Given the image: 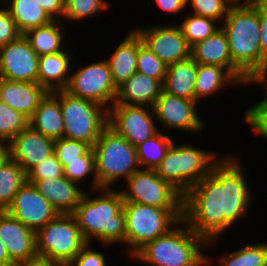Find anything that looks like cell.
Listing matches in <instances>:
<instances>
[{
  "instance_id": "cell-41",
  "label": "cell",
  "mask_w": 267,
  "mask_h": 266,
  "mask_svg": "<svg viewBox=\"0 0 267 266\" xmlns=\"http://www.w3.org/2000/svg\"><path fill=\"white\" fill-rule=\"evenodd\" d=\"M245 122L251 130L267 140V103L258 102L244 114Z\"/></svg>"
},
{
  "instance_id": "cell-7",
  "label": "cell",
  "mask_w": 267,
  "mask_h": 266,
  "mask_svg": "<svg viewBox=\"0 0 267 266\" xmlns=\"http://www.w3.org/2000/svg\"><path fill=\"white\" fill-rule=\"evenodd\" d=\"M125 245L132 257L147 242L167 233L182 218L183 208H157L133 202H124Z\"/></svg>"
},
{
  "instance_id": "cell-30",
  "label": "cell",
  "mask_w": 267,
  "mask_h": 266,
  "mask_svg": "<svg viewBox=\"0 0 267 266\" xmlns=\"http://www.w3.org/2000/svg\"><path fill=\"white\" fill-rule=\"evenodd\" d=\"M26 181L27 174L16 161L11 159L0 168V211H6Z\"/></svg>"
},
{
  "instance_id": "cell-14",
  "label": "cell",
  "mask_w": 267,
  "mask_h": 266,
  "mask_svg": "<svg viewBox=\"0 0 267 266\" xmlns=\"http://www.w3.org/2000/svg\"><path fill=\"white\" fill-rule=\"evenodd\" d=\"M140 29V30H139ZM135 29L145 44L167 66L191 57V47L177 24Z\"/></svg>"
},
{
  "instance_id": "cell-20",
  "label": "cell",
  "mask_w": 267,
  "mask_h": 266,
  "mask_svg": "<svg viewBox=\"0 0 267 266\" xmlns=\"http://www.w3.org/2000/svg\"><path fill=\"white\" fill-rule=\"evenodd\" d=\"M48 93L37 82L10 81L0 77V101L28 118Z\"/></svg>"
},
{
  "instance_id": "cell-39",
  "label": "cell",
  "mask_w": 267,
  "mask_h": 266,
  "mask_svg": "<svg viewBox=\"0 0 267 266\" xmlns=\"http://www.w3.org/2000/svg\"><path fill=\"white\" fill-rule=\"evenodd\" d=\"M92 147L82 141L62 137L55 140L54 153L59 161L80 160Z\"/></svg>"
},
{
  "instance_id": "cell-26",
  "label": "cell",
  "mask_w": 267,
  "mask_h": 266,
  "mask_svg": "<svg viewBox=\"0 0 267 266\" xmlns=\"http://www.w3.org/2000/svg\"><path fill=\"white\" fill-rule=\"evenodd\" d=\"M197 63L190 57L171 64L163 81V91L171 95L195 101Z\"/></svg>"
},
{
  "instance_id": "cell-18",
  "label": "cell",
  "mask_w": 267,
  "mask_h": 266,
  "mask_svg": "<svg viewBox=\"0 0 267 266\" xmlns=\"http://www.w3.org/2000/svg\"><path fill=\"white\" fill-rule=\"evenodd\" d=\"M55 140L28 125L11 141V159L27 173L33 166L54 153Z\"/></svg>"
},
{
  "instance_id": "cell-43",
  "label": "cell",
  "mask_w": 267,
  "mask_h": 266,
  "mask_svg": "<svg viewBox=\"0 0 267 266\" xmlns=\"http://www.w3.org/2000/svg\"><path fill=\"white\" fill-rule=\"evenodd\" d=\"M87 243L75 258L68 264L69 266H107L105 254L94 251Z\"/></svg>"
},
{
  "instance_id": "cell-32",
  "label": "cell",
  "mask_w": 267,
  "mask_h": 266,
  "mask_svg": "<svg viewBox=\"0 0 267 266\" xmlns=\"http://www.w3.org/2000/svg\"><path fill=\"white\" fill-rule=\"evenodd\" d=\"M218 266H267V243L247 244L224 254Z\"/></svg>"
},
{
  "instance_id": "cell-40",
  "label": "cell",
  "mask_w": 267,
  "mask_h": 266,
  "mask_svg": "<svg viewBox=\"0 0 267 266\" xmlns=\"http://www.w3.org/2000/svg\"><path fill=\"white\" fill-rule=\"evenodd\" d=\"M27 180H43L46 178L63 177L64 170L55 153L44 161L36 164L27 173Z\"/></svg>"
},
{
  "instance_id": "cell-24",
  "label": "cell",
  "mask_w": 267,
  "mask_h": 266,
  "mask_svg": "<svg viewBox=\"0 0 267 266\" xmlns=\"http://www.w3.org/2000/svg\"><path fill=\"white\" fill-rule=\"evenodd\" d=\"M29 125L46 137H63L64 123L60 106V90L49 92L29 118Z\"/></svg>"
},
{
  "instance_id": "cell-15",
  "label": "cell",
  "mask_w": 267,
  "mask_h": 266,
  "mask_svg": "<svg viewBox=\"0 0 267 266\" xmlns=\"http://www.w3.org/2000/svg\"><path fill=\"white\" fill-rule=\"evenodd\" d=\"M39 56L22 34L0 47V77L10 81L37 82Z\"/></svg>"
},
{
  "instance_id": "cell-34",
  "label": "cell",
  "mask_w": 267,
  "mask_h": 266,
  "mask_svg": "<svg viewBox=\"0 0 267 266\" xmlns=\"http://www.w3.org/2000/svg\"><path fill=\"white\" fill-rule=\"evenodd\" d=\"M60 162L63 166L64 177L77 184H80L89 174V176H92L94 173L92 189L98 190V182L95 175V158L92 148L84 156L80 157V160Z\"/></svg>"
},
{
  "instance_id": "cell-42",
  "label": "cell",
  "mask_w": 267,
  "mask_h": 266,
  "mask_svg": "<svg viewBox=\"0 0 267 266\" xmlns=\"http://www.w3.org/2000/svg\"><path fill=\"white\" fill-rule=\"evenodd\" d=\"M21 35L9 11L3 5L0 6V47L18 39Z\"/></svg>"
},
{
  "instance_id": "cell-38",
  "label": "cell",
  "mask_w": 267,
  "mask_h": 266,
  "mask_svg": "<svg viewBox=\"0 0 267 266\" xmlns=\"http://www.w3.org/2000/svg\"><path fill=\"white\" fill-rule=\"evenodd\" d=\"M192 6L193 14L220 21L227 16L235 0H186Z\"/></svg>"
},
{
  "instance_id": "cell-29",
  "label": "cell",
  "mask_w": 267,
  "mask_h": 266,
  "mask_svg": "<svg viewBox=\"0 0 267 266\" xmlns=\"http://www.w3.org/2000/svg\"><path fill=\"white\" fill-rule=\"evenodd\" d=\"M61 22L53 20L47 25L28 30L24 35L29 40L31 48L38 56L54 54L65 50L64 33Z\"/></svg>"
},
{
  "instance_id": "cell-10",
  "label": "cell",
  "mask_w": 267,
  "mask_h": 266,
  "mask_svg": "<svg viewBox=\"0 0 267 266\" xmlns=\"http://www.w3.org/2000/svg\"><path fill=\"white\" fill-rule=\"evenodd\" d=\"M121 190L124 202H133L157 208H183L184 196L155 169H139L126 181Z\"/></svg>"
},
{
  "instance_id": "cell-8",
  "label": "cell",
  "mask_w": 267,
  "mask_h": 266,
  "mask_svg": "<svg viewBox=\"0 0 267 266\" xmlns=\"http://www.w3.org/2000/svg\"><path fill=\"white\" fill-rule=\"evenodd\" d=\"M60 106L63 113V137L82 141L91 147L108 126V109L87 99L60 90Z\"/></svg>"
},
{
  "instance_id": "cell-13",
  "label": "cell",
  "mask_w": 267,
  "mask_h": 266,
  "mask_svg": "<svg viewBox=\"0 0 267 266\" xmlns=\"http://www.w3.org/2000/svg\"><path fill=\"white\" fill-rule=\"evenodd\" d=\"M197 107L196 101L171 95L162 90L152 108L155 118L162 125L161 129H176L197 134L206 128L197 113Z\"/></svg>"
},
{
  "instance_id": "cell-47",
  "label": "cell",
  "mask_w": 267,
  "mask_h": 266,
  "mask_svg": "<svg viewBox=\"0 0 267 266\" xmlns=\"http://www.w3.org/2000/svg\"><path fill=\"white\" fill-rule=\"evenodd\" d=\"M260 84L264 85L267 94V64L262 65L259 67L247 80L246 84ZM259 102H266L267 103V95L264 99H261Z\"/></svg>"
},
{
  "instance_id": "cell-17",
  "label": "cell",
  "mask_w": 267,
  "mask_h": 266,
  "mask_svg": "<svg viewBox=\"0 0 267 266\" xmlns=\"http://www.w3.org/2000/svg\"><path fill=\"white\" fill-rule=\"evenodd\" d=\"M0 240L14 265L37 255L36 232L7 211H0Z\"/></svg>"
},
{
  "instance_id": "cell-2",
  "label": "cell",
  "mask_w": 267,
  "mask_h": 266,
  "mask_svg": "<svg viewBox=\"0 0 267 266\" xmlns=\"http://www.w3.org/2000/svg\"><path fill=\"white\" fill-rule=\"evenodd\" d=\"M114 188H99L93 197L84 192L72 213L87 243L95 238L103 246L125 244L124 200Z\"/></svg>"
},
{
  "instance_id": "cell-22",
  "label": "cell",
  "mask_w": 267,
  "mask_h": 266,
  "mask_svg": "<svg viewBox=\"0 0 267 266\" xmlns=\"http://www.w3.org/2000/svg\"><path fill=\"white\" fill-rule=\"evenodd\" d=\"M162 90V83L159 80L136 72L118 86L114 104L153 107Z\"/></svg>"
},
{
  "instance_id": "cell-44",
  "label": "cell",
  "mask_w": 267,
  "mask_h": 266,
  "mask_svg": "<svg viewBox=\"0 0 267 266\" xmlns=\"http://www.w3.org/2000/svg\"><path fill=\"white\" fill-rule=\"evenodd\" d=\"M261 66L267 64V1H259Z\"/></svg>"
},
{
  "instance_id": "cell-12",
  "label": "cell",
  "mask_w": 267,
  "mask_h": 266,
  "mask_svg": "<svg viewBox=\"0 0 267 266\" xmlns=\"http://www.w3.org/2000/svg\"><path fill=\"white\" fill-rule=\"evenodd\" d=\"M145 108L144 105L113 104L108 109V126L136 147L160 131L154 122L153 108Z\"/></svg>"
},
{
  "instance_id": "cell-21",
  "label": "cell",
  "mask_w": 267,
  "mask_h": 266,
  "mask_svg": "<svg viewBox=\"0 0 267 266\" xmlns=\"http://www.w3.org/2000/svg\"><path fill=\"white\" fill-rule=\"evenodd\" d=\"M36 186L38 191L63 214H72L85 191L66 177H53L43 180H27Z\"/></svg>"
},
{
  "instance_id": "cell-33",
  "label": "cell",
  "mask_w": 267,
  "mask_h": 266,
  "mask_svg": "<svg viewBox=\"0 0 267 266\" xmlns=\"http://www.w3.org/2000/svg\"><path fill=\"white\" fill-rule=\"evenodd\" d=\"M217 21L196 14L187 15L178 26L190 47L199 41L213 35L221 26L215 25Z\"/></svg>"
},
{
  "instance_id": "cell-23",
  "label": "cell",
  "mask_w": 267,
  "mask_h": 266,
  "mask_svg": "<svg viewBox=\"0 0 267 266\" xmlns=\"http://www.w3.org/2000/svg\"><path fill=\"white\" fill-rule=\"evenodd\" d=\"M68 50L39 56L37 83L48 92L67 88L71 74V55Z\"/></svg>"
},
{
  "instance_id": "cell-48",
  "label": "cell",
  "mask_w": 267,
  "mask_h": 266,
  "mask_svg": "<svg viewBox=\"0 0 267 266\" xmlns=\"http://www.w3.org/2000/svg\"><path fill=\"white\" fill-rule=\"evenodd\" d=\"M15 266H62V264L51 258L36 255L35 257L18 263Z\"/></svg>"
},
{
  "instance_id": "cell-9",
  "label": "cell",
  "mask_w": 267,
  "mask_h": 266,
  "mask_svg": "<svg viewBox=\"0 0 267 266\" xmlns=\"http://www.w3.org/2000/svg\"><path fill=\"white\" fill-rule=\"evenodd\" d=\"M87 244L73 214L59 213L36 232L38 256L68 265Z\"/></svg>"
},
{
  "instance_id": "cell-19",
  "label": "cell",
  "mask_w": 267,
  "mask_h": 266,
  "mask_svg": "<svg viewBox=\"0 0 267 266\" xmlns=\"http://www.w3.org/2000/svg\"><path fill=\"white\" fill-rule=\"evenodd\" d=\"M191 58L197 64L226 68L241 84L247 83L248 77L232 62L228 40L222 28L192 46Z\"/></svg>"
},
{
  "instance_id": "cell-37",
  "label": "cell",
  "mask_w": 267,
  "mask_h": 266,
  "mask_svg": "<svg viewBox=\"0 0 267 266\" xmlns=\"http://www.w3.org/2000/svg\"><path fill=\"white\" fill-rule=\"evenodd\" d=\"M168 66L159 59L145 44L138 47L137 72L159 80L162 84Z\"/></svg>"
},
{
  "instance_id": "cell-27",
  "label": "cell",
  "mask_w": 267,
  "mask_h": 266,
  "mask_svg": "<svg viewBox=\"0 0 267 266\" xmlns=\"http://www.w3.org/2000/svg\"><path fill=\"white\" fill-rule=\"evenodd\" d=\"M0 4L9 11L22 34L53 21L37 0H0Z\"/></svg>"
},
{
  "instance_id": "cell-11",
  "label": "cell",
  "mask_w": 267,
  "mask_h": 266,
  "mask_svg": "<svg viewBox=\"0 0 267 266\" xmlns=\"http://www.w3.org/2000/svg\"><path fill=\"white\" fill-rule=\"evenodd\" d=\"M65 90L71 95L94 101L109 109L115 103L118 87L113 82L108 61L103 59L71 72Z\"/></svg>"
},
{
  "instance_id": "cell-49",
  "label": "cell",
  "mask_w": 267,
  "mask_h": 266,
  "mask_svg": "<svg viewBox=\"0 0 267 266\" xmlns=\"http://www.w3.org/2000/svg\"><path fill=\"white\" fill-rule=\"evenodd\" d=\"M11 160V145L9 141L0 140V168Z\"/></svg>"
},
{
  "instance_id": "cell-36",
  "label": "cell",
  "mask_w": 267,
  "mask_h": 266,
  "mask_svg": "<svg viewBox=\"0 0 267 266\" xmlns=\"http://www.w3.org/2000/svg\"><path fill=\"white\" fill-rule=\"evenodd\" d=\"M28 125V117L0 101V140L10 142Z\"/></svg>"
},
{
  "instance_id": "cell-46",
  "label": "cell",
  "mask_w": 267,
  "mask_h": 266,
  "mask_svg": "<svg viewBox=\"0 0 267 266\" xmlns=\"http://www.w3.org/2000/svg\"><path fill=\"white\" fill-rule=\"evenodd\" d=\"M156 6L166 13L177 14L187 8L186 0H154Z\"/></svg>"
},
{
  "instance_id": "cell-51",
  "label": "cell",
  "mask_w": 267,
  "mask_h": 266,
  "mask_svg": "<svg viewBox=\"0 0 267 266\" xmlns=\"http://www.w3.org/2000/svg\"><path fill=\"white\" fill-rule=\"evenodd\" d=\"M236 2H243V1H267V0H235Z\"/></svg>"
},
{
  "instance_id": "cell-6",
  "label": "cell",
  "mask_w": 267,
  "mask_h": 266,
  "mask_svg": "<svg viewBox=\"0 0 267 266\" xmlns=\"http://www.w3.org/2000/svg\"><path fill=\"white\" fill-rule=\"evenodd\" d=\"M219 159L216 153L196 148L192 144L177 145L173 141L155 171L184 196L211 172Z\"/></svg>"
},
{
  "instance_id": "cell-28",
  "label": "cell",
  "mask_w": 267,
  "mask_h": 266,
  "mask_svg": "<svg viewBox=\"0 0 267 266\" xmlns=\"http://www.w3.org/2000/svg\"><path fill=\"white\" fill-rule=\"evenodd\" d=\"M241 84L226 68L217 65L197 64L195 101L200 102L222 88ZM205 97V98H204Z\"/></svg>"
},
{
  "instance_id": "cell-16",
  "label": "cell",
  "mask_w": 267,
  "mask_h": 266,
  "mask_svg": "<svg viewBox=\"0 0 267 266\" xmlns=\"http://www.w3.org/2000/svg\"><path fill=\"white\" fill-rule=\"evenodd\" d=\"M6 211L34 232L59 214L36 186L27 181L19 188Z\"/></svg>"
},
{
  "instance_id": "cell-50",
  "label": "cell",
  "mask_w": 267,
  "mask_h": 266,
  "mask_svg": "<svg viewBox=\"0 0 267 266\" xmlns=\"http://www.w3.org/2000/svg\"><path fill=\"white\" fill-rule=\"evenodd\" d=\"M0 266H15L9 259L7 249L0 240Z\"/></svg>"
},
{
  "instance_id": "cell-4",
  "label": "cell",
  "mask_w": 267,
  "mask_h": 266,
  "mask_svg": "<svg viewBox=\"0 0 267 266\" xmlns=\"http://www.w3.org/2000/svg\"><path fill=\"white\" fill-rule=\"evenodd\" d=\"M182 225L185 226L182 228ZM202 247L208 248L207 242L182 218L167 233L147 242L131 258L153 266H207L211 259L202 253Z\"/></svg>"
},
{
  "instance_id": "cell-45",
  "label": "cell",
  "mask_w": 267,
  "mask_h": 266,
  "mask_svg": "<svg viewBox=\"0 0 267 266\" xmlns=\"http://www.w3.org/2000/svg\"><path fill=\"white\" fill-rule=\"evenodd\" d=\"M37 2L53 20L61 21L64 18V0H37Z\"/></svg>"
},
{
  "instance_id": "cell-25",
  "label": "cell",
  "mask_w": 267,
  "mask_h": 266,
  "mask_svg": "<svg viewBox=\"0 0 267 266\" xmlns=\"http://www.w3.org/2000/svg\"><path fill=\"white\" fill-rule=\"evenodd\" d=\"M142 43V38L135 30H132L116 46L111 57L106 59L109 63L113 82L117 87L137 72L138 47Z\"/></svg>"
},
{
  "instance_id": "cell-3",
  "label": "cell",
  "mask_w": 267,
  "mask_h": 266,
  "mask_svg": "<svg viewBox=\"0 0 267 266\" xmlns=\"http://www.w3.org/2000/svg\"><path fill=\"white\" fill-rule=\"evenodd\" d=\"M224 19L232 62L249 78L261 67L259 1L235 2Z\"/></svg>"
},
{
  "instance_id": "cell-31",
  "label": "cell",
  "mask_w": 267,
  "mask_h": 266,
  "mask_svg": "<svg viewBox=\"0 0 267 266\" xmlns=\"http://www.w3.org/2000/svg\"><path fill=\"white\" fill-rule=\"evenodd\" d=\"M161 131L136 146L141 169H155L172 145L173 139Z\"/></svg>"
},
{
  "instance_id": "cell-35",
  "label": "cell",
  "mask_w": 267,
  "mask_h": 266,
  "mask_svg": "<svg viewBox=\"0 0 267 266\" xmlns=\"http://www.w3.org/2000/svg\"><path fill=\"white\" fill-rule=\"evenodd\" d=\"M110 7L106 0H64V19L67 22H77L98 15L100 11Z\"/></svg>"
},
{
  "instance_id": "cell-5",
  "label": "cell",
  "mask_w": 267,
  "mask_h": 266,
  "mask_svg": "<svg viewBox=\"0 0 267 266\" xmlns=\"http://www.w3.org/2000/svg\"><path fill=\"white\" fill-rule=\"evenodd\" d=\"M92 150L98 189L112 188L118 179L126 181L141 169L136 147L109 126L103 130Z\"/></svg>"
},
{
  "instance_id": "cell-1",
  "label": "cell",
  "mask_w": 267,
  "mask_h": 266,
  "mask_svg": "<svg viewBox=\"0 0 267 266\" xmlns=\"http://www.w3.org/2000/svg\"><path fill=\"white\" fill-rule=\"evenodd\" d=\"M238 158L222 156L211 172L184 195L183 219L208 247L214 246L221 233L246 217L250 209L251 187Z\"/></svg>"
}]
</instances>
